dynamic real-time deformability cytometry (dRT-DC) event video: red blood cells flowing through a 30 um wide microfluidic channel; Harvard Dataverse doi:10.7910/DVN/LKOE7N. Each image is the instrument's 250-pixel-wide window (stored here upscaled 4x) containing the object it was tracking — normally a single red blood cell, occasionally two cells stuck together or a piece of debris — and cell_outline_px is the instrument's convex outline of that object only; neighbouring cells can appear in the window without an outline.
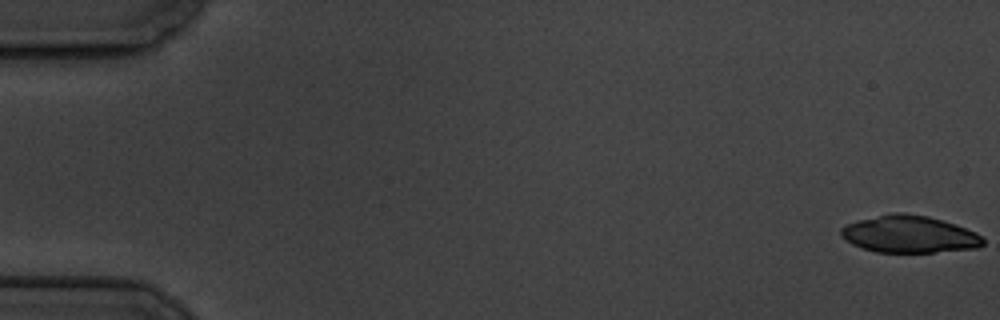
{"species": "common noctule bat (a hibernating species)", "species_latin": "Nyctalus noctula", "temperature_condition": "cold", "stored_images_in_passage": 16, "camera_frame_rate_fps": 3000, "um_per_image_px": 0.085, "animal": {"sex": "male", "body_mass_g": 19.5, "forearm_length_mm": 54.6}, "frame": {"image": 1, "passage_image": 1, "time_ms": 0.0, "image_size_px": [1000, 320], "cell_outline_px": [[984, 244], [976, 248], [932, 252], [876, 252], [852, 244], [840, 236], [840, 228], [848, 224], [860, 220], [892, 212], [904, 212], [928, 216], [956, 224], [976, 232], [984, 236]], "centroid_in_image_um": [77.32, 19.9], "position_along_channel_um": 7.7, "area_um2": 30.75}}